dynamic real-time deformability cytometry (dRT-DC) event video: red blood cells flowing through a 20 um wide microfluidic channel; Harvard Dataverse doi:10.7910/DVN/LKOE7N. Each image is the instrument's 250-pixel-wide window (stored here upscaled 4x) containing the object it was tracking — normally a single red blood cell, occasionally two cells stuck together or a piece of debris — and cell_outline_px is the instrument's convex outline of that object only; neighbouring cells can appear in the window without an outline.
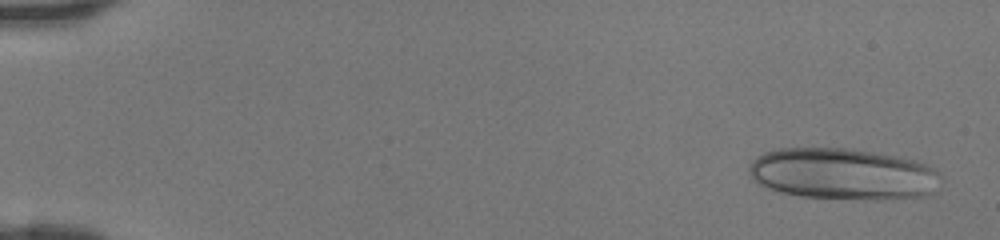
{"species": "human", "species_latin": "Homo sapiens", "temperature_condition": "room temperature", "stored_images_in_passage": 45, "camera_frame_rate_fps": 3000, "um_per_image_px": 0.085, "donor": {"sex": "female"}, "frame": {"image": 1, "passage_image": 2, "time_ms": 0.333, "image_size_px": [1000, 240], "cell_outline_px": [[940, 176], [932, 192], [924, 196], [876, 200], [800, 196], [780, 192], [768, 188], [752, 180], [748, 172], [748, 168], [752, 160], [756, 156], [764, 152], [776, 148], [852, 148], [896, 156], [916, 160], [936, 168], [940, 172]], "centroid_in_image_um": [71.61, 14.77], "position_along_channel_um": 13.4, "area_um2": 57.86}}
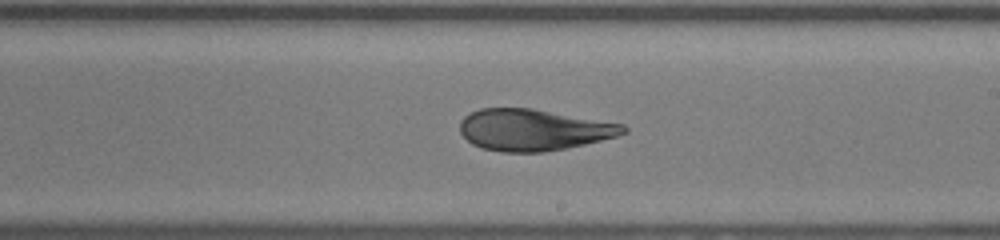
{"frame": {"image": 2, "passage_image": 27, "time_ms": 8.667, "image_size_px": [1000, 240], "cell_outline_px": [[628, 132], [616, 136], [584, 144], [544, 152], [500, 152], [480, 148], [472, 144], [460, 132], [460, 120], [464, 116], [480, 108], [532, 108], [624, 124], [628, 128]], "centroid_in_image_um": [45.33, 11.03], "position_along_channel_um": 243.7, "area_um2": 39.48}}
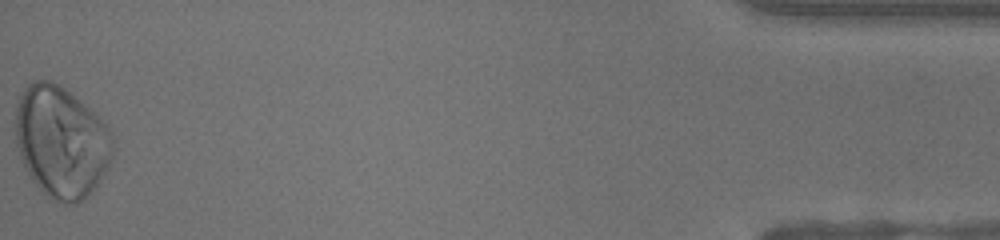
{"frame": {"image": 3, "passage_image": 45, "time_ms": 14.667, "image_size_px": [1000, 240], "cell_outline_px": [[112, 160], [92, 192], [88, 196], [76, 204], [64, 204], [52, 200], [44, 196], [32, 180], [24, 168], [20, 160], [16, 144], [12, 124], [16, 104], [20, 92], [32, 80], [52, 80], [64, 88], [96, 112], [108, 128], [112, 136]], "centroid_in_image_um": [5.15, 12.05], "position_along_channel_um": 430.1, "area_um2": 64.62}}